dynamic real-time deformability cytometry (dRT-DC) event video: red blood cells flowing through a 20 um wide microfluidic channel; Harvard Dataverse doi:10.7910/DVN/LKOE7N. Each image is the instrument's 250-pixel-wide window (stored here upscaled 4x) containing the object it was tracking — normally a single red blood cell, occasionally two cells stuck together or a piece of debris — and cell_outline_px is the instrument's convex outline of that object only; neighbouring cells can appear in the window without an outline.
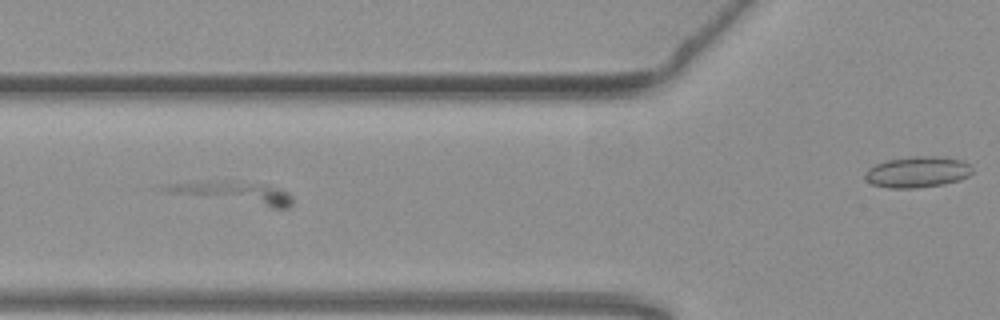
{"species": "common noctule bat (a hibernating species)", "species_latin": "Nyctalus noctula", "temperature_condition": "warm", "stored_images_in_passage": 53, "camera_frame_rate_fps": 3000, "um_per_image_px": 0.085, "animal": {"sex": "female", "body_mass_g": 19.3, "forearm_length_mm": 54.1}, "frame": {"image": 1, "passage_image": 14, "time_ms": 4.333, "image_size_px": [1000, 320], "cell_outline_px": [[292, 204], [288, 208], [272, 208], [168, 192], [160, 188], [164, 184], [196, 180], [260, 184], [276, 188], [288, 192], [292, 196]], "centroid_in_image_um": [19.84, 16.38], "position_along_channel_um": 106.0, "area_um2": 16.07}}